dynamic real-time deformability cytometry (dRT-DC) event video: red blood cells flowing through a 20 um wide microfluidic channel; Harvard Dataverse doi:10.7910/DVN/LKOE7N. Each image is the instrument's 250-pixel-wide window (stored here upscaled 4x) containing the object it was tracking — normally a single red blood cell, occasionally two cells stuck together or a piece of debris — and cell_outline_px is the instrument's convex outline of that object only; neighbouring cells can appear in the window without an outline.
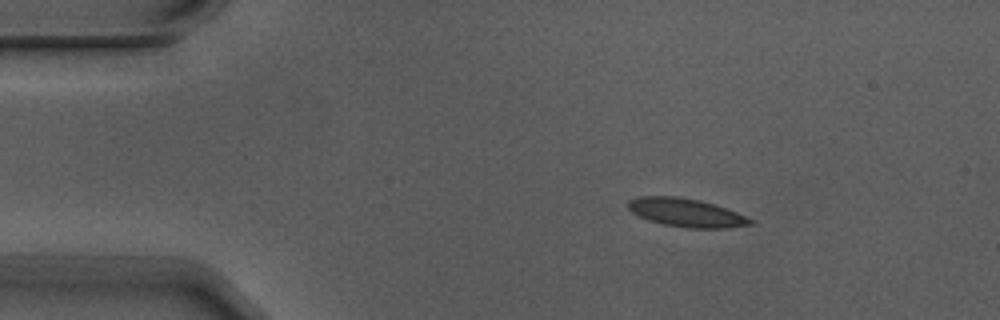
{"species": "Egyptian fruit bat (a non-hibernating species)", "species_latin": "Rousettus aegyptiacus", "temperature_condition": "warm", "stored_images_in_passage": 3, "camera_frame_rate_fps": 3000, "um_per_image_px": 0.085, "animal": {"sex": "male"}, "frame": {"image": 1, "passage_image": 1, "time_ms": 0.0, "image_size_px": [1000, 320], "cell_outline_px": [[756, 220], [752, 224], [728, 228], [688, 228], [664, 224], [648, 220], [632, 212], [628, 208], [628, 200], [640, 196], [676, 196], [700, 200], [736, 212]], "centroid_in_image_um": [58.33, 18.08], "position_along_channel_um": 26.7, "area_um2": 20.11}}